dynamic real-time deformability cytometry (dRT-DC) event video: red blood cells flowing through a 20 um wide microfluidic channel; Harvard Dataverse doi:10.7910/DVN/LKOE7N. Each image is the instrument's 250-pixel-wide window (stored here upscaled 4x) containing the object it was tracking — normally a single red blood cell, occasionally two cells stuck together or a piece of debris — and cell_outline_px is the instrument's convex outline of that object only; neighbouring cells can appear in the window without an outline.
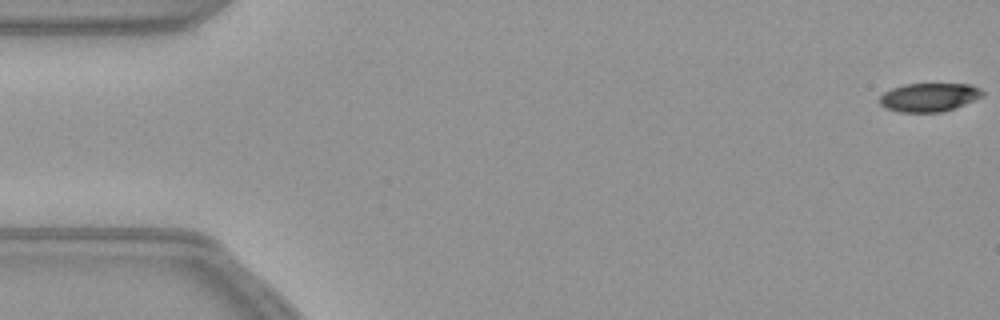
{"species": "common noctule bat (a hibernating species)", "species_latin": "Nyctalus noctula", "temperature_condition": "warm", "stored_images_in_passage": 55, "camera_frame_rate_fps": 3000, "um_per_image_px": 0.085, "animal": {"sex": "female", "body_mass_g": 21.9}, "frame": {"image": 1, "passage_image": 1, "time_ms": 0.0, "image_size_px": [1000, 320], "cell_outline_px": [[984, 96], [956, 108], [944, 112], [900, 112], [884, 108], [880, 104], [880, 96], [884, 92], [892, 88], [904, 84], [972, 84], [980, 88], [984, 92]], "centroid_in_image_um": [79.0, 8.27], "position_along_channel_um": 6.0, "area_um2": 17.34}}
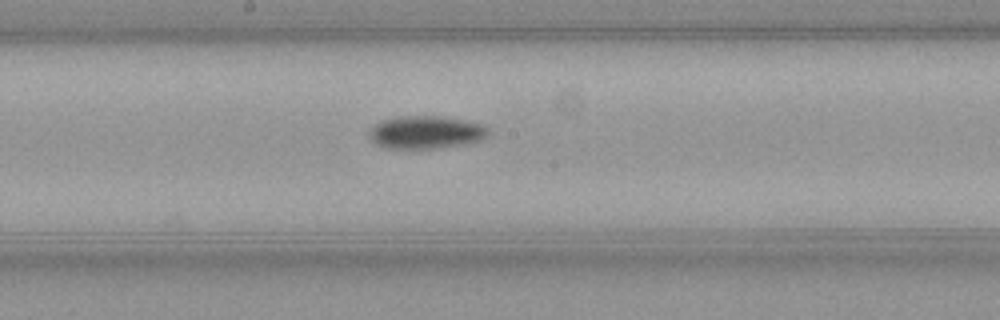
{"frame": {"image": 2, "passage_image": 29, "time_ms": 9.333, "image_size_px": [1000, 320], "cell_outline_px": [[488, 132], [480, 140], [464, 144], [436, 148], [384, 148], [376, 144], [368, 136], [368, 128], [380, 120], [396, 116], [440, 116], [464, 120], [480, 124], [488, 128]], "centroid_in_image_um": [36.1, 11.23], "position_along_channel_um": 212.1, "area_um2": 22.83}}
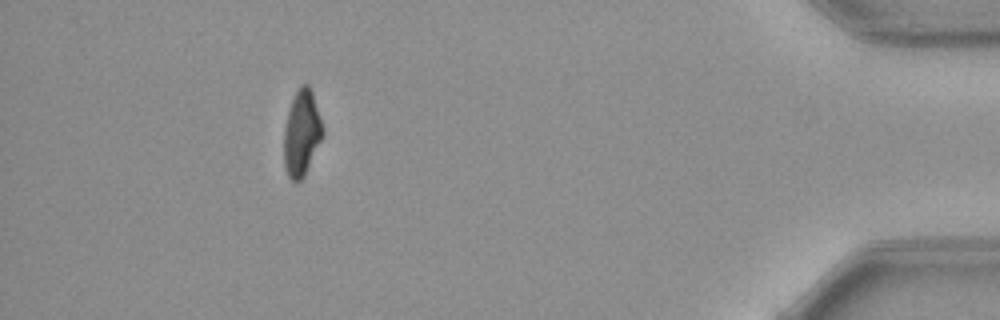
{"frame": {"image": 3, "passage_image": 50, "time_ms": 16.333, "image_size_px": [1000, 320], "cell_outline_px": [[324, 136], [304, 176], [300, 180], [292, 180], [288, 176], [284, 164], [284, 128], [288, 112], [292, 100], [300, 84], [308, 84], [312, 92], [324, 128]], "centroid_in_image_um": [25.66, 11.31], "position_along_channel_um": 409.5, "area_um2": 19.36}}